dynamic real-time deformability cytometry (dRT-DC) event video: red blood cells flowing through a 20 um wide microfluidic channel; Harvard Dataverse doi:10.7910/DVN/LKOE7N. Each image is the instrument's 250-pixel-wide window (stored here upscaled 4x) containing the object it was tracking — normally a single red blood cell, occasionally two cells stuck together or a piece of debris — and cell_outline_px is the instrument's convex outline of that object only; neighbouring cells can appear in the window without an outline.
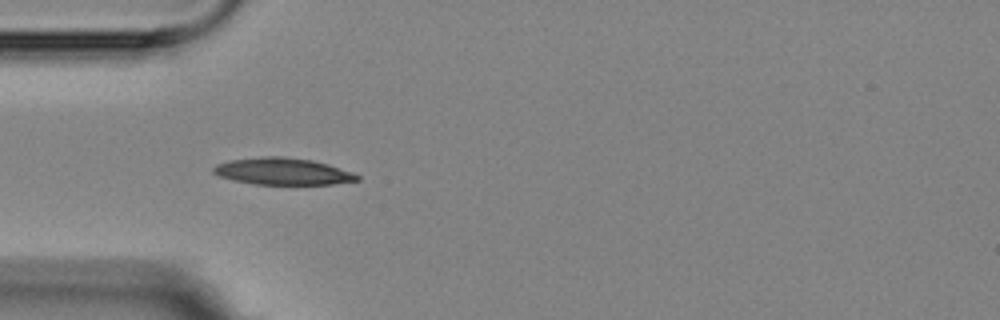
{"species": "Egyptian fruit bat (a non-hibernating species)", "species_latin": "Rousettus aegyptiacus", "temperature_condition": "room temperature", "stored_images_in_passage": 7, "camera_frame_rate_fps": 3000, "um_per_image_px": 0.085, "animal": {"sex": "female"}, "frame": {"image": 1, "passage_image": 2, "time_ms": 1.0, "image_size_px": [1000, 320], "cell_outline_px": [[360, 180], [332, 184], [256, 184], [232, 180], [220, 176], [212, 172], [212, 168], [216, 164], [228, 160], [260, 156], [284, 156], [312, 160], [328, 164], [352, 172], [360, 176]], "centroid_in_image_um": [24.01, 14.55], "position_along_channel_um": 61.0, "area_um2": 22.6}}
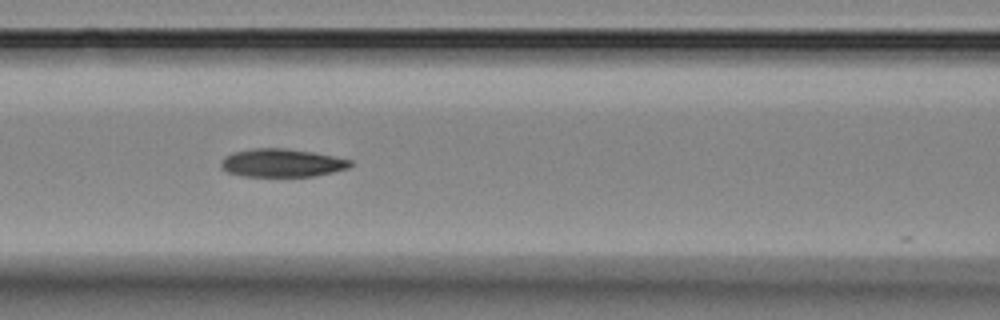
{"frame": {"image": 2, "passage_image": 4, "time_ms": 3.333, "image_size_px": [1000, 320], "cell_outline_px": [[352, 164], [348, 168], [332, 172], [312, 176], [244, 176], [228, 172], [220, 164], [224, 156], [232, 152], [252, 148], [284, 148], [312, 152], [352, 160]], "centroid_in_image_um": [23.94, 13.84], "position_along_channel_um": 142.7, "area_um2": 21.04}}
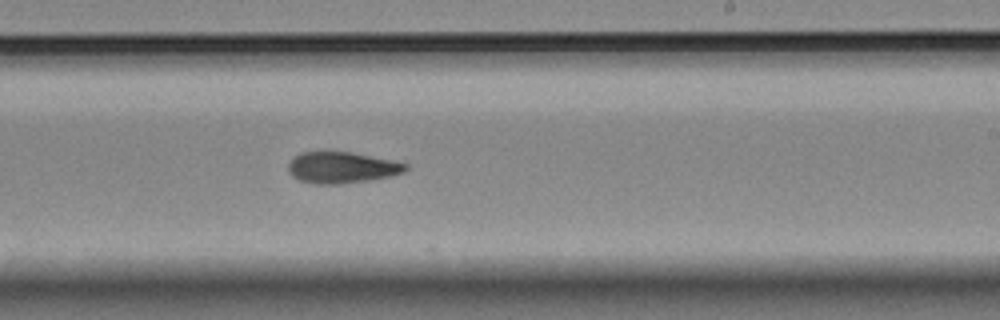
{"frame": {"image": 3, "passage_image": 7, "time_ms": 6.667, "image_size_px": [1000, 320], "cell_outline_px": [[408, 168], [404, 172], [388, 176], [368, 180], [340, 184], [316, 184], [300, 180], [292, 176], [288, 172], [288, 164], [300, 152], [352, 152], [392, 160], [408, 164]], "centroid_in_image_um": [29.05, 14.24], "position_along_channel_um": 260.0, "area_um2": 21.21}}